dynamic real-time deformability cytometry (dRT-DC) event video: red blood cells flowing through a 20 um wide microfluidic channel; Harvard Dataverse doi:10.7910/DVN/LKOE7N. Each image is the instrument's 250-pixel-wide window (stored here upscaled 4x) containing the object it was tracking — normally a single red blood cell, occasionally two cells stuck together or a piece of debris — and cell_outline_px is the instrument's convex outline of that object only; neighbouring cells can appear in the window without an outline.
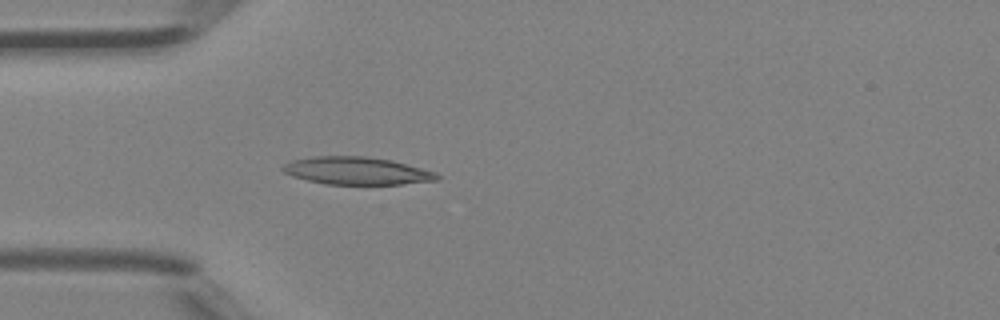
{"species": "Egyptian fruit bat (a non-hibernating species)", "species_latin": "Rousettus aegyptiacus", "temperature_condition": "room temperature", "stored_images_in_passage": 3, "camera_frame_rate_fps": 3000, "um_per_image_px": 0.085, "animal": {"sex": "female"}, "frame": {"image": 1, "passage_image": 3, "time_ms": 0.667, "image_size_px": [1000, 320], "cell_outline_px": [[440, 180], [404, 184], [324, 184], [292, 176], [284, 172], [280, 168], [284, 164], [292, 160], [312, 156], [368, 156], [392, 160], [436, 172], [440, 176]], "centroid_in_image_um": [30.33, 14.51], "position_along_channel_um": 54.7, "area_um2": 24.97}}